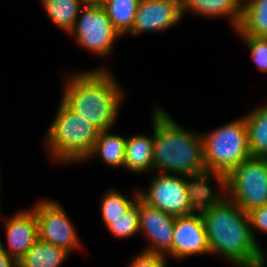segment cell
I'll use <instances>...</instances> for the list:
<instances>
[{"instance_id": "obj_1", "label": "cell", "mask_w": 267, "mask_h": 267, "mask_svg": "<svg viewBox=\"0 0 267 267\" xmlns=\"http://www.w3.org/2000/svg\"><path fill=\"white\" fill-rule=\"evenodd\" d=\"M198 211L211 255H222L237 267H256L264 251L254 239L248 213L213 189L203 195Z\"/></svg>"}, {"instance_id": "obj_2", "label": "cell", "mask_w": 267, "mask_h": 267, "mask_svg": "<svg viewBox=\"0 0 267 267\" xmlns=\"http://www.w3.org/2000/svg\"><path fill=\"white\" fill-rule=\"evenodd\" d=\"M153 169L192 177L208 189L201 134L179 125L164 108L154 110Z\"/></svg>"}, {"instance_id": "obj_3", "label": "cell", "mask_w": 267, "mask_h": 267, "mask_svg": "<svg viewBox=\"0 0 267 267\" xmlns=\"http://www.w3.org/2000/svg\"><path fill=\"white\" fill-rule=\"evenodd\" d=\"M111 73L102 66L78 70L64 79L61 100L99 131L113 128L125 97L123 88Z\"/></svg>"}, {"instance_id": "obj_4", "label": "cell", "mask_w": 267, "mask_h": 267, "mask_svg": "<svg viewBox=\"0 0 267 267\" xmlns=\"http://www.w3.org/2000/svg\"><path fill=\"white\" fill-rule=\"evenodd\" d=\"M99 130L62 100L46 132L45 150L54 163H82L90 154Z\"/></svg>"}, {"instance_id": "obj_5", "label": "cell", "mask_w": 267, "mask_h": 267, "mask_svg": "<svg viewBox=\"0 0 267 267\" xmlns=\"http://www.w3.org/2000/svg\"><path fill=\"white\" fill-rule=\"evenodd\" d=\"M201 136L208 173V190L213 189L210 186L213 178L218 184L240 163L252 157L244 116Z\"/></svg>"}, {"instance_id": "obj_6", "label": "cell", "mask_w": 267, "mask_h": 267, "mask_svg": "<svg viewBox=\"0 0 267 267\" xmlns=\"http://www.w3.org/2000/svg\"><path fill=\"white\" fill-rule=\"evenodd\" d=\"M208 189L198 180L182 175L156 173L148 190H138L139 198L148 205L174 217L190 215L198 210Z\"/></svg>"}, {"instance_id": "obj_7", "label": "cell", "mask_w": 267, "mask_h": 267, "mask_svg": "<svg viewBox=\"0 0 267 267\" xmlns=\"http://www.w3.org/2000/svg\"><path fill=\"white\" fill-rule=\"evenodd\" d=\"M217 185L221 193L246 213L266 205L267 158L251 157L243 161Z\"/></svg>"}, {"instance_id": "obj_8", "label": "cell", "mask_w": 267, "mask_h": 267, "mask_svg": "<svg viewBox=\"0 0 267 267\" xmlns=\"http://www.w3.org/2000/svg\"><path fill=\"white\" fill-rule=\"evenodd\" d=\"M69 34L78 46L100 57L112 54L115 41L121 37L102 5L90 2L81 9Z\"/></svg>"}, {"instance_id": "obj_9", "label": "cell", "mask_w": 267, "mask_h": 267, "mask_svg": "<svg viewBox=\"0 0 267 267\" xmlns=\"http://www.w3.org/2000/svg\"><path fill=\"white\" fill-rule=\"evenodd\" d=\"M31 209L37 217L39 239L69 253L83 248L71 219L60 203L41 199Z\"/></svg>"}, {"instance_id": "obj_10", "label": "cell", "mask_w": 267, "mask_h": 267, "mask_svg": "<svg viewBox=\"0 0 267 267\" xmlns=\"http://www.w3.org/2000/svg\"><path fill=\"white\" fill-rule=\"evenodd\" d=\"M176 217L152 207L139 198V232L149 245L144 251L172 258V243Z\"/></svg>"}, {"instance_id": "obj_11", "label": "cell", "mask_w": 267, "mask_h": 267, "mask_svg": "<svg viewBox=\"0 0 267 267\" xmlns=\"http://www.w3.org/2000/svg\"><path fill=\"white\" fill-rule=\"evenodd\" d=\"M181 0H140L130 35L161 32L182 20Z\"/></svg>"}, {"instance_id": "obj_12", "label": "cell", "mask_w": 267, "mask_h": 267, "mask_svg": "<svg viewBox=\"0 0 267 267\" xmlns=\"http://www.w3.org/2000/svg\"><path fill=\"white\" fill-rule=\"evenodd\" d=\"M210 254L206 229L202 215L196 212L176 217L174 223L172 259Z\"/></svg>"}, {"instance_id": "obj_13", "label": "cell", "mask_w": 267, "mask_h": 267, "mask_svg": "<svg viewBox=\"0 0 267 267\" xmlns=\"http://www.w3.org/2000/svg\"><path fill=\"white\" fill-rule=\"evenodd\" d=\"M4 232L7 247L0 245L17 261L25 255L38 239V222L32 209L20 210L5 221Z\"/></svg>"}, {"instance_id": "obj_14", "label": "cell", "mask_w": 267, "mask_h": 267, "mask_svg": "<svg viewBox=\"0 0 267 267\" xmlns=\"http://www.w3.org/2000/svg\"><path fill=\"white\" fill-rule=\"evenodd\" d=\"M182 16L192 12L207 18L227 17L233 29H237L242 19L243 0H181Z\"/></svg>"}, {"instance_id": "obj_15", "label": "cell", "mask_w": 267, "mask_h": 267, "mask_svg": "<svg viewBox=\"0 0 267 267\" xmlns=\"http://www.w3.org/2000/svg\"><path fill=\"white\" fill-rule=\"evenodd\" d=\"M152 136L135 134L125 144L124 168L133 173L153 171L154 111L152 115Z\"/></svg>"}, {"instance_id": "obj_16", "label": "cell", "mask_w": 267, "mask_h": 267, "mask_svg": "<svg viewBox=\"0 0 267 267\" xmlns=\"http://www.w3.org/2000/svg\"><path fill=\"white\" fill-rule=\"evenodd\" d=\"M239 36L267 38V0H243Z\"/></svg>"}, {"instance_id": "obj_17", "label": "cell", "mask_w": 267, "mask_h": 267, "mask_svg": "<svg viewBox=\"0 0 267 267\" xmlns=\"http://www.w3.org/2000/svg\"><path fill=\"white\" fill-rule=\"evenodd\" d=\"M126 140L127 138L121 135L110 133V130L100 131L90 154L84 161L99 155L106 165L122 168L124 167Z\"/></svg>"}, {"instance_id": "obj_18", "label": "cell", "mask_w": 267, "mask_h": 267, "mask_svg": "<svg viewBox=\"0 0 267 267\" xmlns=\"http://www.w3.org/2000/svg\"><path fill=\"white\" fill-rule=\"evenodd\" d=\"M70 253L54 244L37 239L18 261V267H60Z\"/></svg>"}, {"instance_id": "obj_19", "label": "cell", "mask_w": 267, "mask_h": 267, "mask_svg": "<svg viewBox=\"0 0 267 267\" xmlns=\"http://www.w3.org/2000/svg\"><path fill=\"white\" fill-rule=\"evenodd\" d=\"M252 157L267 158V104L244 116Z\"/></svg>"}, {"instance_id": "obj_20", "label": "cell", "mask_w": 267, "mask_h": 267, "mask_svg": "<svg viewBox=\"0 0 267 267\" xmlns=\"http://www.w3.org/2000/svg\"><path fill=\"white\" fill-rule=\"evenodd\" d=\"M42 5L50 20L65 33L73 29L81 9L87 0H42Z\"/></svg>"}, {"instance_id": "obj_21", "label": "cell", "mask_w": 267, "mask_h": 267, "mask_svg": "<svg viewBox=\"0 0 267 267\" xmlns=\"http://www.w3.org/2000/svg\"><path fill=\"white\" fill-rule=\"evenodd\" d=\"M139 2L140 0H104L100 3L121 37L132 31Z\"/></svg>"}, {"instance_id": "obj_22", "label": "cell", "mask_w": 267, "mask_h": 267, "mask_svg": "<svg viewBox=\"0 0 267 267\" xmlns=\"http://www.w3.org/2000/svg\"><path fill=\"white\" fill-rule=\"evenodd\" d=\"M138 197V190L134 192L132 200L115 189L107 190L100 203L104 224L108 227L110 220H116L121 217L137 201Z\"/></svg>"}, {"instance_id": "obj_23", "label": "cell", "mask_w": 267, "mask_h": 267, "mask_svg": "<svg viewBox=\"0 0 267 267\" xmlns=\"http://www.w3.org/2000/svg\"><path fill=\"white\" fill-rule=\"evenodd\" d=\"M108 231L116 238H130L139 232V197L118 219L110 220Z\"/></svg>"}, {"instance_id": "obj_24", "label": "cell", "mask_w": 267, "mask_h": 267, "mask_svg": "<svg viewBox=\"0 0 267 267\" xmlns=\"http://www.w3.org/2000/svg\"><path fill=\"white\" fill-rule=\"evenodd\" d=\"M251 53L257 68L267 74V38L240 36Z\"/></svg>"}, {"instance_id": "obj_25", "label": "cell", "mask_w": 267, "mask_h": 267, "mask_svg": "<svg viewBox=\"0 0 267 267\" xmlns=\"http://www.w3.org/2000/svg\"><path fill=\"white\" fill-rule=\"evenodd\" d=\"M166 256L152 253L148 251H141L135 257H132L128 267H167L165 259Z\"/></svg>"}, {"instance_id": "obj_26", "label": "cell", "mask_w": 267, "mask_h": 267, "mask_svg": "<svg viewBox=\"0 0 267 267\" xmlns=\"http://www.w3.org/2000/svg\"><path fill=\"white\" fill-rule=\"evenodd\" d=\"M248 216L250 219V226L252 230V234L254 236L255 241L258 243V245L261 247L259 244L257 238H256V232L255 231H260L262 233L267 234V204L255 208L248 212Z\"/></svg>"}, {"instance_id": "obj_27", "label": "cell", "mask_w": 267, "mask_h": 267, "mask_svg": "<svg viewBox=\"0 0 267 267\" xmlns=\"http://www.w3.org/2000/svg\"><path fill=\"white\" fill-rule=\"evenodd\" d=\"M0 267H18L17 260L4 251L0 245Z\"/></svg>"}, {"instance_id": "obj_28", "label": "cell", "mask_w": 267, "mask_h": 267, "mask_svg": "<svg viewBox=\"0 0 267 267\" xmlns=\"http://www.w3.org/2000/svg\"><path fill=\"white\" fill-rule=\"evenodd\" d=\"M267 252H265L264 251V253H263V255H262V257H261V259L258 261V263H257V265H256V267H267L266 266V260H267Z\"/></svg>"}, {"instance_id": "obj_29", "label": "cell", "mask_w": 267, "mask_h": 267, "mask_svg": "<svg viewBox=\"0 0 267 267\" xmlns=\"http://www.w3.org/2000/svg\"><path fill=\"white\" fill-rule=\"evenodd\" d=\"M90 3H102L104 0H87Z\"/></svg>"}, {"instance_id": "obj_30", "label": "cell", "mask_w": 267, "mask_h": 267, "mask_svg": "<svg viewBox=\"0 0 267 267\" xmlns=\"http://www.w3.org/2000/svg\"><path fill=\"white\" fill-rule=\"evenodd\" d=\"M1 215H2V214H1V202H0V217H1ZM0 220H1V218H0Z\"/></svg>"}]
</instances>
